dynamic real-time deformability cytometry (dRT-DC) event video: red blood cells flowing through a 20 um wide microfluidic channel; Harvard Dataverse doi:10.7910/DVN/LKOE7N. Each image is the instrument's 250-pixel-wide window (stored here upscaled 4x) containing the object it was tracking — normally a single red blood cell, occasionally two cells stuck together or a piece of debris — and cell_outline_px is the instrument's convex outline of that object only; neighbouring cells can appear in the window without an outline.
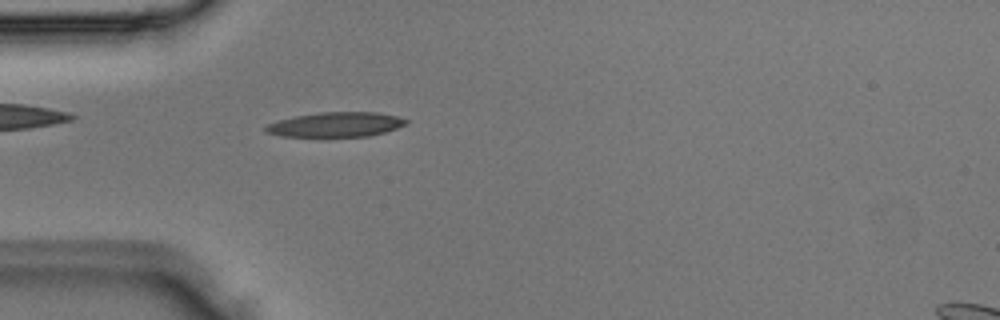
{"species": "Egyptian fruit bat (a non-hibernating species)", "species_latin": "Rousettus aegyptiacus", "temperature_condition": "room temperature", "stored_images_in_passage": 1, "camera_frame_rate_fps": 3000, "um_per_image_px": 0.085, "animal": {"sex": "male"}, "frame": {"image": 1, "passage_image": 1, "time_ms": 0.0, "image_size_px": [1000, 320], "cell_outline_px": [[408, 124], [384, 132], [368, 136], [280, 136], [264, 132], [264, 128], [268, 124], [280, 120], [296, 116], [320, 112], [376, 112], [396, 116], [408, 120]], "centroid_in_image_um": [28.55, 10.58], "position_along_channel_um": 56.5, "area_um2": 20.0}}